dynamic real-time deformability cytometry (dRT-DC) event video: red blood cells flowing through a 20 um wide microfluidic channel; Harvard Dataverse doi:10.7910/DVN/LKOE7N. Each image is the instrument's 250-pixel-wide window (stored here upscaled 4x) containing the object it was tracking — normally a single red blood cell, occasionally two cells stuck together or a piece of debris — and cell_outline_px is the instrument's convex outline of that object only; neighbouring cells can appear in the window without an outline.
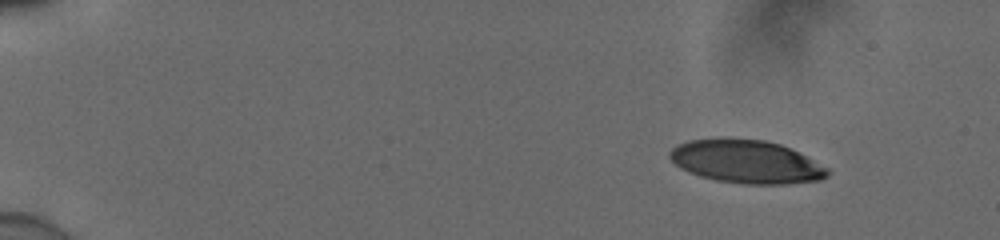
{"species": "human", "species_latin": "Homo sapiens", "temperature_condition": "cold", "stored_images_in_passage": 49, "camera_frame_rate_fps": 3000, "um_per_image_px": 0.085, "donor": {"sex": "male"}, "frame": {"image": 1, "passage_image": 1, "time_ms": 0.0, "image_size_px": [1000, 240], "cell_outline_px": [[832, 172], [828, 176], [820, 180], [788, 184], [744, 184], [716, 180], [700, 176], [688, 172], [680, 168], [668, 156], [668, 152], [676, 144], [688, 140], [716, 136], [728, 136], [764, 140], [780, 144], [828, 168]], "centroid_in_image_um": [63.37, 13.71], "position_along_channel_um": 21.6, "area_um2": 40.34}}
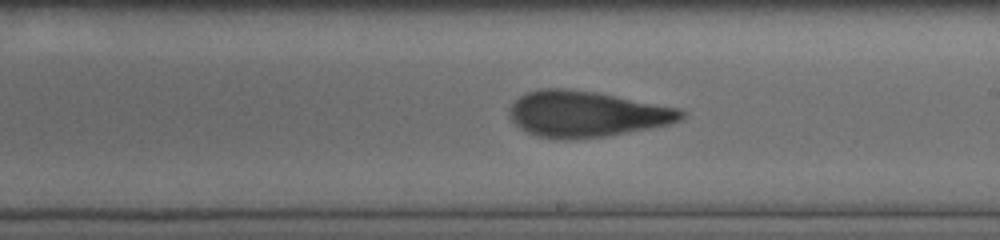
{"frame": {"image": 2, "passage_image": 28, "time_ms": 9.0, "image_size_px": [1000, 240], "cell_outline_px": [[684, 116], [680, 120], [668, 124], [648, 128], [604, 136], [572, 140], [564, 140], [540, 136], [528, 132], [520, 128], [512, 120], [508, 112], [512, 104], [520, 96], [528, 92], [540, 88], [568, 88], [596, 92], [680, 108], [684, 112]], "centroid_in_image_um": [49.83, 9.68], "position_along_channel_um": 239.2, "area_um2": 45.72}}
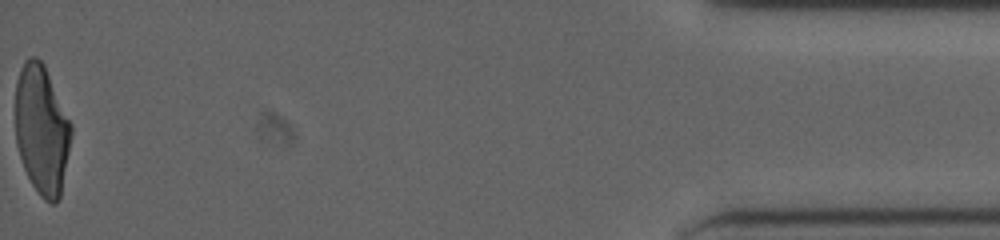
{"frame": {"image": 3, "passage_image": 49, "time_ms": 16.0, "image_size_px": [1000, 240], "cell_outline_px": [[72, 132], [60, 196], [56, 204], [52, 204], [44, 200], [40, 196], [32, 184], [24, 168], [16, 144], [16, 80], [20, 68], [24, 60], [28, 56], [36, 56], [44, 64], [72, 124]], "centroid_in_image_um": [3.54, 11.0], "position_along_channel_um": 431.7, "area_um2": 42.08}, "authors_computed_cell_mechanics": {"area_um2": 44.1592, "velocity_mm_per_s": 3.9133, "shape_relaxation_time_tau1_ms": 5.9925, "shape_relaxation_time_tau2_ms": 1.8857, "deformation_change_tau1": 0.2311, "deformation_change_tau2": 0.1032}}